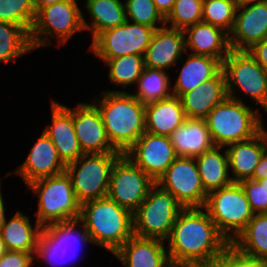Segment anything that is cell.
<instances>
[{
	"mask_svg": "<svg viewBox=\"0 0 267 267\" xmlns=\"http://www.w3.org/2000/svg\"><path fill=\"white\" fill-rule=\"evenodd\" d=\"M35 19L33 0H0V21L22 26L30 33Z\"/></svg>",
	"mask_w": 267,
	"mask_h": 267,
	"instance_id": "d590c367",
	"label": "cell"
},
{
	"mask_svg": "<svg viewBox=\"0 0 267 267\" xmlns=\"http://www.w3.org/2000/svg\"><path fill=\"white\" fill-rule=\"evenodd\" d=\"M224 147L214 146L195 157L199 174L207 193L228 186L232 183L229 175L228 154L225 149L221 154L220 149Z\"/></svg>",
	"mask_w": 267,
	"mask_h": 267,
	"instance_id": "f1b7e54d",
	"label": "cell"
},
{
	"mask_svg": "<svg viewBox=\"0 0 267 267\" xmlns=\"http://www.w3.org/2000/svg\"><path fill=\"white\" fill-rule=\"evenodd\" d=\"M5 221H6L5 208H4V203H3V199H2L1 182H0V232H1L2 226L4 225Z\"/></svg>",
	"mask_w": 267,
	"mask_h": 267,
	"instance_id": "bcb514c9",
	"label": "cell"
},
{
	"mask_svg": "<svg viewBox=\"0 0 267 267\" xmlns=\"http://www.w3.org/2000/svg\"><path fill=\"white\" fill-rule=\"evenodd\" d=\"M231 245L247 256L267 260V213L254 214Z\"/></svg>",
	"mask_w": 267,
	"mask_h": 267,
	"instance_id": "4dcf8cb0",
	"label": "cell"
},
{
	"mask_svg": "<svg viewBox=\"0 0 267 267\" xmlns=\"http://www.w3.org/2000/svg\"><path fill=\"white\" fill-rule=\"evenodd\" d=\"M229 170H232L234 177L232 182H241L251 179L255 167L259 163L262 155L267 150V138L261 130L256 136L228 145Z\"/></svg>",
	"mask_w": 267,
	"mask_h": 267,
	"instance_id": "cb8c5ba5",
	"label": "cell"
},
{
	"mask_svg": "<svg viewBox=\"0 0 267 267\" xmlns=\"http://www.w3.org/2000/svg\"><path fill=\"white\" fill-rule=\"evenodd\" d=\"M34 227L29 217L20 211H17L9 222L5 221L0 234L7 251H23L35 256L43 227L38 222Z\"/></svg>",
	"mask_w": 267,
	"mask_h": 267,
	"instance_id": "83f0119b",
	"label": "cell"
},
{
	"mask_svg": "<svg viewBox=\"0 0 267 267\" xmlns=\"http://www.w3.org/2000/svg\"><path fill=\"white\" fill-rule=\"evenodd\" d=\"M155 31V28L126 21L100 33L91 42L90 50L101 60L130 54L144 56Z\"/></svg>",
	"mask_w": 267,
	"mask_h": 267,
	"instance_id": "4fadbf2b",
	"label": "cell"
},
{
	"mask_svg": "<svg viewBox=\"0 0 267 267\" xmlns=\"http://www.w3.org/2000/svg\"><path fill=\"white\" fill-rule=\"evenodd\" d=\"M52 124L44 129L55 145L62 162L67 165L84 153L79 145L73 124V109L52 100Z\"/></svg>",
	"mask_w": 267,
	"mask_h": 267,
	"instance_id": "ac0fdd59",
	"label": "cell"
},
{
	"mask_svg": "<svg viewBox=\"0 0 267 267\" xmlns=\"http://www.w3.org/2000/svg\"><path fill=\"white\" fill-rule=\"evenodd\" d=\"M229 98L234 99V87L242 90L255 105H262L267 96V71L250 55L248 51L231 50L222 62ZM234 86V87H233Z\"/></svg>",
	"mask_w": 267,
	"mask_h": 267,
	"instance_id": "30bf717a",
	"label": "cell"
},
{
	"mask_svg": "<svg viewBox=\"0 0 267 267\" xmlns=\"http://www.w3.org/2000/svg\"><path fill=\"white\" fill-rule=\"evenodd\" d=\"M163 242L133 235L113 255L125 267H173Z\"/></svg>",
	"mask_w": 267,
	"mask_h": 267,
	"instance_id": "44dd1931",
	"label": "cell"
},
{
	"mask_svg": "<svg viewBox=\"0 0 267 267\" xmlns=\"http://www.w3.org/2000/svg\"><path fill=\"white\" fill-rule=\"evenodd\" d=\"M247 51L267 71V38L255 43Z\"/></svg>",
	"mask_w": 267,
	"mask_h": 267,
	"instance_id": "b9f144b4",
	"label": "cell"
},
{
	"mask_svg": "<svg viewBox=\"0 0 267 267\" xmlns=\"http://www.w3.org/2000/svg\"><path fill=\"white\" fill-rule=\"evenodd\" d=\"M237 3L235 0H203L202 22L231 33L235 24Z\"/></svg>",
	"mask_w": 267,
	"mask_h": 267,
	"instance_id": "e575fe53",
	"label": "cell"
},
{
	"mask_svg": "<svg viewBox=\"0 0 267 267\" xmlns=\"http://www.w3.org/2000/svg\"><path fill=\"white\" fill-rule=\"evenodd\" d=\"M79 224H80L79 220H74L70 222L44 226L43 232L41 233L40 240L36 248V253H35L36 257L38 256L37 257L38 259L41 258V260L44 259V261L46 259L47 260L46 262H48L51 265L55 264V262L58 261L60 262L61 260H65L63 259L66 258L65 256H67V258L69 257L68 259H70L72 256L76 257L75 253L74 255L72 253V256L70 254L67 255V253L69 252L67 249L72 247V242L74 241L75 243L74 247L76 246V249L79 248L81 243H86V242L90 243L88 233L86 232L82 224L80 226L83 227V230L75 229L77 228L76 225ZM78 230L82 233L80 232L78 233L77 232ZM69 244L71 247L68 246Z\"/></svg>",
	"mask_w": 267,
	"mask_h": 267,
	"instance_id": "9a60e30c",
	"label": "cell"
},
{
	"mask_svg": "<svg viewBox=\"0 0 267 267\" xmlns=\"http://www.w3.org/2000/svg\"><path fill=\"white\" fill-rule=\"evenodd\" d=\"M254 214L267 213V178L239 182Z\"/></svg>",
	"mask_w": 267,
	"mask_h": 267,
	"instance_id": "f35d334b",
	"label": "cell"
},
{
	"mask_svg": "<svg viewBox=\"0 0 267 267\" xmlns=\"http://www.w3.org/2000/svg\"><path fill=\"white\" fill-rule=\"evenodd\" d=\"M60 1H63V0H33V5H34L35 11L37 13L42 7L52 5V4H54L56 2H60Z\"/></svg>",
	"mask_w": 267,
	"mask_h": 267,
	"instance_id": "f6af8a7d",
	"label": "cell"
},
{
	"mask_svg": "<svg viewBox=\"0 0 267 267\" xmlns=\"http://www.w3.org/2000/svg\"><path fill=\"white\" fill-rule=\"evenodd\" d=\"M102 100L93 103L99 110L108 139L124 154L146 131L145 105L125 91H104Z\"/></svg>",
	"mask_w": 267,
	"mask_h": 267,
	"instance_id": "7a4b0ae2",
	"label": "cell"
},
{
	"mask_svg": "<svg viewBox=\"0 0 267 267\" xmlns=\"http://www.w3.org/2000/svg\"><path fill=\"white\" fill-rule=\"evenodd\" d=\"M185 37V50L190 48L195 55H205L221 62L231 51L229 34L223 29L211 24L200 22L183 30Z\"/></svg>",
	"mask_w": 267,
	"mask_h": 267,
	"instance_id": "7402d4cb",
	"label": "cell"
},
{
	"mask_svg": "<svg viewBox=\"0 0 267 267\" xmlns=\"http://www.w3.org/2000/svg\"><path fill=\"white\" fill-rule=\"evenodd\" d=\"M184 207L168 191L155 184L133 213V233L137 237L167 240Z\"/></svg>",
	"mask_w": 267,
	"mask_h": 267,
	"instance_id": "8992f818",
	"label": "cell"
},
{
	"mask_svg": "<svg viewBox=\"0 0 267 267\" xmlns=\"http://www.w3.org/2000/svg\"><path fill=\"white\" fill-rule=\"evenodd\" d=\"M120 152L83 154L66 165L77 201L84 202L107 197L111 170Z\"/></svg>",
	"mask_w": 267,
	"mask_h": 267,
	"instance_id": "ba28073f",
	"label": "cell"
},
{
	"mask_svg": "<svg viewBox=\"0 0 267 267\" xmlns=\"http://www.w3.org/2000/svg\"><path fill=\"white\" fill-rule=\"evenodd\" d=\"M124 154L155 182L178 157L170 137L147 131Z\"/></svg>",
	"mask_w": 267,
	"mask_h": 267,
	"instance_id": "5bb4252c",
	"label": "cell"
},
{
	"mask_svg": "<svg viewBox=\"0 0 267 267\" xmlns=\"http://www.w3.org/2000/svg\"><path fill=\"white\" fill-rule=\"evenodd\" d=\"M90 13L92 23L88 25L82 17L84 30L92 31V41L102 32L124 24L125 5L121 0H87L85 6Z\"/></svg>",
	"mask_w": 267,
	"mask_h": 267,
	"instance_id": "f546056e",
	"label": "cell"
},
{
	"mask_svg": "<svg viewBox=\"0 0 267 267\" xmlns=\"http://www.w3.org/2000/svg\"><path fill=\"white\" fill-rule=\"evenodd\" d=\"M209 267H219L217 264H214L212 266H209Z\"/></svg>",
	"mask_w": 267,
	"mask_h": 267,
	"instance_id": "816d5d0a",
	"label": "cell"
},
{
	"mask_svg": "<svg viewBox=\"0 0 267 267\" xmlns=\"http://www.w3.org/2000/svg\"><path fill=\"white\" fill-rule=\"evenodd\" d=\"M79 221L90 243L112 254L134 235L133 214L109 197L82 203Z\"/></svg>",
	"mask_w": 267,
	"mask_h": 267,
	"instance_id": "3957f363",
	"label": "cell"
},
{
	"mask_svg": "<svg viewBox=\"0 0 267 267\" xmlns=\"http://www.w3.org/2000/svg\"><path fill=\"white\" fill-rule=\"evenodd\" d=\"M265 178H267V150L264 152L259 163L255 167L253 177L251 179L262 180Z\"/></svg>",
	"mask_w": 267,
	"mask_h": 267,
	"instance_id": "7bdbcfd3",
	"label": "cell"
},
{
	"mask_svg": "<svg viewBox=\"0 0 267 267\" xmlns=\"http://www.w3.org/2000/svg\"><path fill=\"white\" fill-rule=\"evenodd\" d=\"M169 81L165 70L144 68L137 82V93L132 95L144 105L169 98L173 95Z\"/></svg>",
	"mask_w": 267,
	"mask_h": 267,
	"instance_id": "1f68e13d",
	"label": "cell"
},
{
	"mask_svg": "<svg viewBox=\"0 0 267 267\" xmlns=\"http://www.w3.org/2000/svg\"><path fill=\"white\" fill-rule=\"evenodd\" d=\"M73 124L84 154L119 152L110 143L102 116L94 104L78 103L73 108Z\"/></svg>",
	"mask_w": 267,
	"mask_h": 267,
	"instance_id": "2e32d148",
	"label": "cell"
},
{
	"mask_svg": "<svg viewBox=\"0 0 267 267\" xmlns=\"http://www.w3.org/2000/svg\"><path fill=\"white\" fill-rule=\"evenodd\" d=\"M219 267H267V260L247 256L229 245L218 258Z\"/></svg>",
	"mask_w": 267,
	"mask_h": 267,
	"instance_id": "ab89813d",
	"label": "cell"
},
{
	"mask_svg": "<svg viewBox=\"0 0 267 267\" xmlns=\"http://www.w3.org/2000/svg\"><path fill=\"white\" fill-rule=\"evenodd\" d=\"M183 30L163 25L156 29L144 54L145 68L167 70L180 61L185 50Z\"/></svg>",
	"mask_w": 267,
	"mask_h": 267,
	"instance_id": "ffe728a7",
	"label": "cell"
},
{
	"mask_svg": "<svg viewBox=\"0 0 267 267\" xmlns=\"http://www.w3.org/2000/svg\"><path fill=\"white\" fill-rule=\"evenodd\" d=\"M221 70L222 62L219 59L190 53L173 87V96L180 98L202 82L214 78Z\"/></svg>",
	"mask_w": 267,
	"mask_h": 267,
	"instance_id": "4316f807",
	"label": "cell"
},
{
	"mask_svg": "<svg viewBox=\"0 0 267 267\" xmlns=\"http://www.w3.org/2000/svg\"><path fill=\"white\" fill-rule=\"evenodd\" d=\"M202 209L184 208L179 213L166 240L173 267L212 266L231 244Z\"/></svg>",
	"mask_w": 267,
	"mask_h": 267,
	"instance_id": "6da1fadb",
	"label": "cell"
},
{
	"mask_svg": "<svg viewBox=\"0 0 267 267\" xmlns=\"http://www.w3.org/2000/svg\"><path fill=\"white\" fill-rule=\"evenodd\" d=\"M226 79L223 70L214 78L180 97L186 117L206 119L210 111L226 98Z\"/></svg>",
	"mask_w": 267,
	"mask_h": 267,
	"instance_id": "603a6c76",
	"label": "cell"
},
{
	"mask_svg": "<svg viewBox=\"0 0 267 267\" xmlns=\"http://www.w3.org/2000/svg\"><path fill=\"white\" fill-rule=\"evenodd\" d=\"M65 169L55 145L43 131L24 163L13 173L20 175L28 185L35 180L61 174Z\"/></svg>",
	"mask_w": 267,
	"mask_h": 267,
	"instance_id": "d6986e66",
	"label": "cell"
},
{
	"mask_svg": "<svg viewBox=\"0 0 267 267\" xmlns=\"http://www.w3.org/2000/svg\"><path fill=\"white\" fill-rule=\"evenodd\" d=\"M35 256L23 251H7L0 258V267H32Z\"/></svg>",
	"mask_w": 267,
	"mask_h": 267,
	"instance_id": "60d3db41",
	"label": "cell"
},
{
	"mask_svg": "<svg viewBox=\"0 0 267 267\" xmlns=\"http://www.w3.org/2000/svg\"><path fill=\"white\" fill-rule=\"evenodd\" d=\"M203 0H175L172 11L165 18V26L184 30L185 28L202 22Z\"/></svg>",
	"mask_w": 267,
	"mask_h": 267,
	"instance_id": "8d00e7d4",
	"label": "cell"
},
{
	"mask_svg": "<svg viewBox=\"0 0 267 267\" xmlns=\"http://www.w3.org/2000/svg\"><path fill=\"white\" fill-rule=\"evenodd\" d=\"M170 139L177 156L196 157L215 146L206 119L187 117Z\"/></svg>",
	"mask_w": 267,
	"mask_h": 267,
	"instance_id": "484cf974",
	"label": "cell"
},
{
	"mask_svg": "<svg viewBox=\"0 0 267 267\" xmlns=\"http://www.w3.org/2000/svg\"><path fill=\"white\" fill-rule=\"evenodd\" d=\"M155 184L151 177L122 154L111 170L107 197L133 214Z\"/></svg>",
	"mask_w": 267,
	"mask_h": 267,
	"instance_id": "8fae6325",
	"label": "cell"
},
{
	"mask_svg": "<svg viewBox=\"0 0 267 267\" xmlns=\"http://www.w3.org/2000/svg\"><path fill=\"white\" fill-rule=\"evenodd\" d=\"M261 107H264L265 111L267 112V96H266L264 103L261 105Z\"/></svg>",
	"mask_w": 267,
	"mask_h": 267,
	"instance_id": "681fc988",
	"label": "cell"
},
{
	"mask_svg": "<svg viewBox=\"0 0 267 267\" xmlns=\"http://www.w3.org/2000/svg\"><path fill=\"white\" fill-rule=\"evenodd\" d=\"M160 13L166 18L172 11L175 0H153Z\"/></svg>",
	"mask_w": 267,
	"mask_h": 267,
	"instance_id": "ee69618b",
	"label": "cell"
},
{
	"mask_svg": "<svg viewBox=\"0 0 267 267\" xmlns=\"http://www.w3.org/2000/svg\"><path fill=\"white\" fill-rule=\"evenodd\" d=\"M124 5L127 21L131 20L135 24L155 29L161 28L156 25L158 22L165 25V17L157 9L153 0H127Z\"/></svg>",
	"mask_w": 267,
	"mask_h": 267,
	"instance_id": "74e56055",
	"label": "cell"
},
{
	"mask_svg": "<svg viewBox=\"0 0 267 267\" xmlns=\"http://www.w3.org/2000/svg\"><path fill=\"white\" fill-rule=\"evenodd\" d=\"M31 50L29 33L22 26L0 21V62L16 61Z\"/></svg>",
	"mask_w": 267,
	"mask_h": 267,
	"instance_id": "d6a6232c",
	"label": "cell"
},
{
	"mask_svg": "<svg viewBox=\"0 0 267 267\" xmlns=\"http://www.w3.org/2000/svg\"><path fill=\"white\" fill-rule=\"evenodd\" d=\"M7 252V248L0 234V258Z\"/></svg>",
	"mask_w": 267,
	"mask_h": 267,
	"instance_id": "c3c4849f",
	"label": "cell"
},
{
	"mask_svg": "<svg viewBox=\"0 0 267 267\" xmlns=\"http://www.w3.org/2000/svg\"><path fill=\"white\" fill-rule=\"evenodd\" d=\"M265 38H267V1L237 7L235 24L229 34L231 50L247 51Z\"/></svg>",
	"mask_w": 267,
	"mask_h": 267,
	"instance_id": "e0dca14e",
	"label": "cell"
},
{
	"mask_svg": "<svg viewBox=\"0 0 267 267\" xmlns=\"http://www.w3.org/2000/svg\"><path fill=\"white\" fill-rule=\"evenodd\" d=\"M259 110L253 111L237 97L215 106L206 118L214 145L225 147L256 136L263 126Z\"/></svg>",
	"mask_w": 267,
	"mask_h": 267,
	"instance_id": "277c9868",
	"label": "cell"
},
{
	"mask_svg": "<svg viewBox=\"0 0 267 267\" xmlns=\"http://www.w3.org/2000/svg\"><path fill=\"white\" fill-rule=\"evenodd\" d=\"M186 118L180 98L173 95L145 105V129L151 134L170 137Z\"/></svg>",
	"mask_w": 267,
	"mask_h": 267,
	"instance_id": "d4e9b609",
	"label": "cell"
},
{
	"mask_svg": "<svg viewBox=\"0 0 267 267\" xmlns=\"http://www.w3.org/2000/svg\"><path fill=\"white\" fill-rule=\"evenodd\" d=\"M82 17V11L76 0H63L42 7L36 13V19L29 33L32 49L51 45L49 36L65 44L73 34L84 30Z\"/></svg>",
	"mask_w": 267,
	"mask_h": 267,
	"instance_id": "9c48e42d",
	"label": "cell"
},
{
	"mask_svg": "<svg viewBox=\"0 0 267 267\" xmlns=\"http://www.w3.org/2000/svg\"><path fill=\"white\" fill-rule=\"evenodd\" d=\"M262 131H263L264 135H265L266 138H267V131L265 130V127H264V126H262Z\"/></svg>",
	"mask_w": 267,
	"mask_h": 267,
	"instance_id": "f907efd6",
	"label": "cell"
},
{
	"mask_svg": "<svg viewBox=\"0 0 267 267\" xmlns=\"http://www.w3.org/2000/svg\"><path fill=\"white\" fill-rule=\"evenodd\" d=\"M184 208H204L205 191L195 157L178 156L156 182Z\"/></svg>",
	"mask_w": 267,
	"mask_h": 267,
	"instance_id": "7c38bea8",
	"label": "cell"
},
{
	"mask_svg": "<svg viewBox=\"0 0 267 267\" xmlns=\"http://www.w3.org/2000/svg\"><path fill=\"white\" fill-rule=\"evenodd\" d=\"M204 209L230 243L248 225L254 215L245 192L238 182H232L228 186L209 192Z\"/></svg>",
	"mask_w": 267,
	"mask_h": 267,
	"instance_id": "52a82bcc",
	"label": "cell"
},
{
	"mask_svg": "<svg viewBox=\"0 0 267 267\" xmlns=\"http://www.w3.org/2000/svg\"><path fill=\"white\" fill-rule=\"evenodd\" d=\"M102 61L110 68L109 80L125 87L136 84L145 68L144 56L135 54Z\"/></svg>",
	"mask_w": 267,
	"mask_h": 267,
	"instance_id": "836d02e7",
	"label": "cell"
},
{
	"mask_svg": "<svg viewBox=\"0 0 267 267\" xmlns=\"http://www.w3.org/2000/svg\"><path fill=\"white\" fill-rule=\"evenodd\" d=\"M235 1L237 3V7H242V6H246L249 4L265 2L267 0H235Z\"/></svg>",
	"mask_w": 267,
	"mask_h": 267,
	"instance_id": "7dc6e473",
	"label": "cell"
},
{
	"mask_svg": "<svg viewBox=\"0 0 267 267\" xmlns=\"http://www.w3.org/2000/svg\"><path fill=\"white\" fill-rule=\"evenodd\" d=\"M27 186L39 197L36 222L42 227L79 220L81 204L66 171L35 180Z\"/></svg>",
	"mask_w": 267,
	"mask_h": 267,
	"instance_id": "5b68a950",
	"label": "cell"
}]
</instances>
